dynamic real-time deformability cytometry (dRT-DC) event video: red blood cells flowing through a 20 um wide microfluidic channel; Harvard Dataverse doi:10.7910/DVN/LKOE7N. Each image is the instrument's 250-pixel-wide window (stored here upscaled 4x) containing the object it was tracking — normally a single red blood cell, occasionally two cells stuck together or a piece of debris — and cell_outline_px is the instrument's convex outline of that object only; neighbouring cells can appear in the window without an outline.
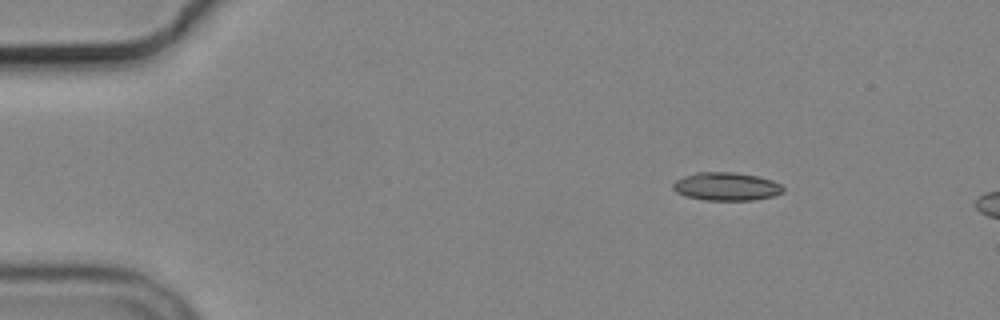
{"species": "common noctule bat (a hibernating species)", "species_latin": "Nyctalus noctula", "temperature_condition": "cold", "stored_images_in_passage": 2, "camera_frame_rate_fps": 3000, "um_per_image_px": 0.085, "animal": {"sex": "male", "body_mass_g": 19.2, "forearm_length_mm": 51.8}, "frame": {"image": 1, "passage_image": 1, "time_ms": 0.0, "image_size_px": [1000, 320], "cell_outline_px": [[784, 192], [772, 196], [752, 200], [708, 200], [684, 196], [676, 192], [672, 188], [672, 184], [676, 180], [684, 176], [696, 172], [736, 172], [756, 176], [772, 180], [780, 184], [784, 188]], "centroid_in_image_um": [61.72, 15.85], "position_along_channel_um": 23.3, "area_um2": 18.09}}